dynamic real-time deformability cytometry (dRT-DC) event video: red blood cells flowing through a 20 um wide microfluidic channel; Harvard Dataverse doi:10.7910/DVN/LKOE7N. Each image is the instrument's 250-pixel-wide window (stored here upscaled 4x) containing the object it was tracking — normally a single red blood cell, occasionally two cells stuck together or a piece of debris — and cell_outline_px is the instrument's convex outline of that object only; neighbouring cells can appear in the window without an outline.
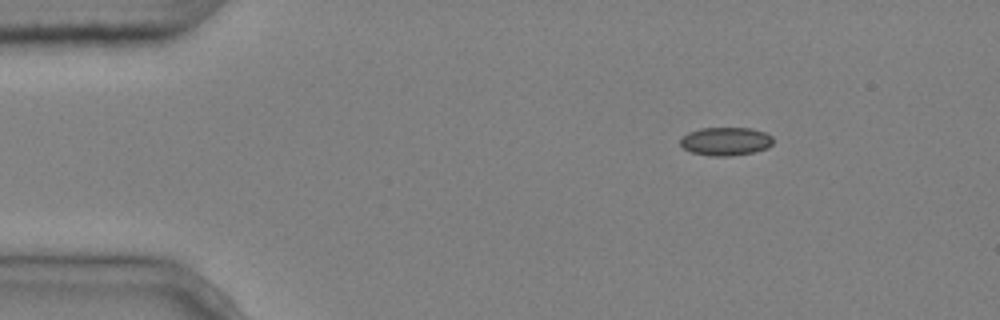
{"species": "common noctule bat (a hibernating species)", "species_latin": "Nyctalus noctula", "temperature_condition": "cold", "stored_images_in_passage": 5, "camera_frame_rate_fps": 3000, "um_per_image_px": 0.085, "animal": {"sex": "male", "body_mass_g": 20.4}, "frame": {"image": 1, "passage_image": 2, "time_ms": 0.333, "image_size_px": [1000, 320], "cell_outline_px": [[772, 144], [768, 148], [752, 152], [728, 156], [712, 156], [692, 152], [684, 148], [680, 144], [680, 140], [688, 132], [700, 128], [752, 128], [764, 132], [772, 136]], "centroid_in_image_um": [61.69, 12.0], "position_along_channel_um": 23.3, "area_um2": 15.2}}
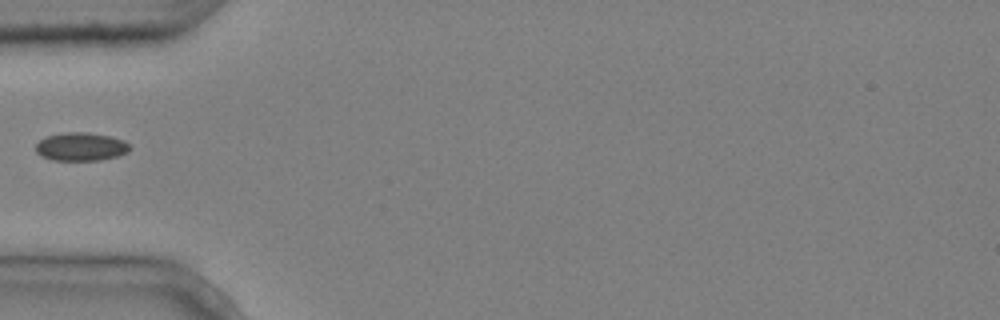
{"frame": {"image": 2, "passage_image": 4, "time_ms": 1.0, "image_size_px": [1000, 320], "cell_outline_px": [[132, 148], [128, 152], [116, 156], [100, 160], [52, 160], [40, 156], [36, 152], [36, 144], [40, 140], [48, 136], [64, 132], [88, 132], [112, 136], [124, 140]], "centroid_in_image_um": [6.89, 12.46], "position_along_channel_um": 78.1, "area_um2": 15.61}}